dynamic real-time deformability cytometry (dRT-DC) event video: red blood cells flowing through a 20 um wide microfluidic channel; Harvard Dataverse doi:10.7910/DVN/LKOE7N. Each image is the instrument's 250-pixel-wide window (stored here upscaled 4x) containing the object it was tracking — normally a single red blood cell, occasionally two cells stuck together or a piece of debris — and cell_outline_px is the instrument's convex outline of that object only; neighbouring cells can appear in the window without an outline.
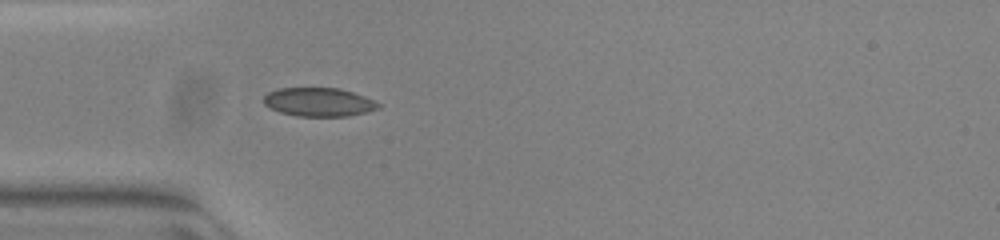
{"species": "common noctule bat (a hibernating species)", "species_latin": "Nyctalus noctula", "temperature_condition": "warm", "stored_images_in_passage": 38, "camera_frame_rate_fps": 3000, "um_per_image_px": 0.085, "animal": {"sex": "female", "body_mass_g": 23.0, "forearm_length_mm": 53.4}, "frame": {"image": 1, "passage_image": 9, "time_ms": 2.667, "image_size_px": [1000, 240], "cell_outline_px": [[380, 108], [348, 116], [296, 116], [280, 112], [268, 108], [264, 104], [264, 96], [268, 92], [280, 88], [340, 88], [364, 96], [380, 104]], "centroid_in_image_um": [27.06, 8.67], "position_along_channel_um": 57.9, "area_um2": 19.07}}
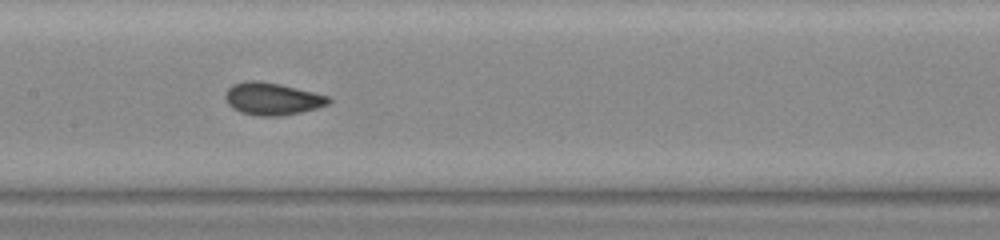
{"frame": {"image": 2, "passage_image": 19, "time_ms": 6.0, "image_size_px": [1000, 240], "cell_outline_px": [[332, 100], [328, 104], [316, 108], [300, 112], [280, 116], [260, 116], [240, 112], [232, 108], [228, 104], [224, 96], [228, 88], [232, 84], [244, 80], [260, 80], [280, 84], [328, 96]], "centroid_in_image_um": [23.1, 8.39], "position_along_channel_um": 184.3, "area_um2": 19.48}}
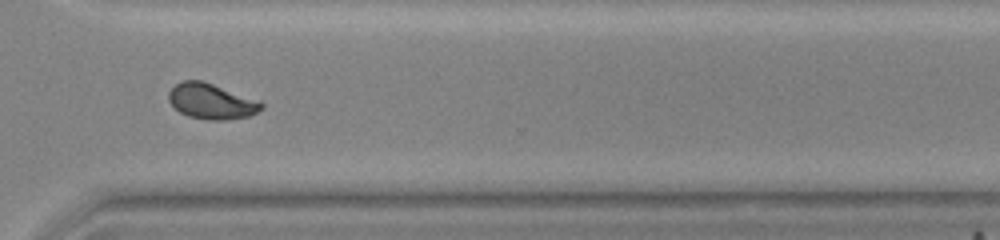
{"frame": {"image": 3, "passage_image": 32, "time_ms": 10.333, "image_size_px": [1000, 240], "cell_outline_px": [[264, 108], [248, 116], [224, 120], [208, 120], [188, 116], [180, 112], [168, 100], [168, 92], [176, 84], [184, 80], [200, 80], [260, 100], [264, 104]], "centroid_in_image_um": [17.98, 8.61], "position_along_channel_um": 352.6, "area_um2": 19.07}, "authors_computed_cell_mechanics": {"area_um2": 18.8428, "velocity_mm_per_s": 3.8884, "shape_relaxation_time_tau1_ms": 4.6094, "shape_relaxation_time_tau2_ms": null, "deformation_change_tau1": 0.124, "deformation_change_tau2": null}}